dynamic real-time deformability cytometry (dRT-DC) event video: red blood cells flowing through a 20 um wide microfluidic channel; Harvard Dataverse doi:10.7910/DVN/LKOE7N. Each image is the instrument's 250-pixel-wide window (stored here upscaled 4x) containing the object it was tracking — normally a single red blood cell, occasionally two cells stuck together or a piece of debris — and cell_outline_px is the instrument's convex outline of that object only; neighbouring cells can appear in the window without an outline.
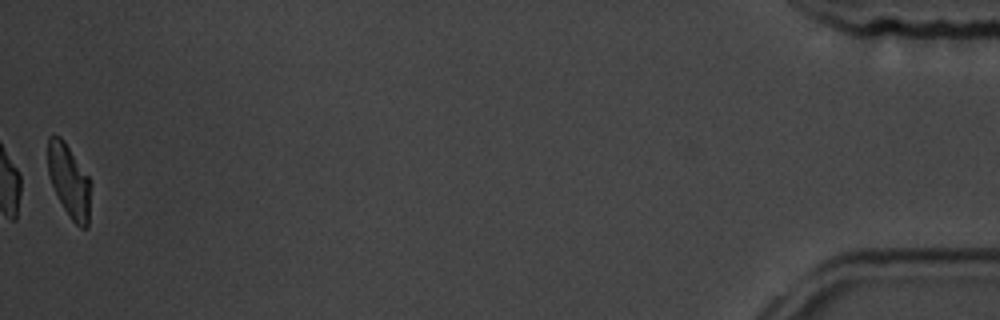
{"species": "common noctule bat (a hibernating species)", "species_latin": "Nyctalus noctula", "temperature_condition": "room temperature", "stored_images_in_passage": 42, "camera_frame_rate_fps": 3000, "um_per_image_px": 0.085, "animal": {"sex": "male", "body_mass_g": 19.5, "forearm_length_mm": 54.6}, "frame": {"image": 1, "passage_image": 42, "time_ms": 13.667, "image_size_px": [1000, 320], "cell_outline_px": [[88, 228], [80, 228], [72, 220], [64, 208], [52, 184], [48, 172], [48, 136], [60, 136], [64, 140], [88, 176]], "centroid_in_image_um": [5.84, 15.34], "position_along_channel_um": 429.4, "area_um2": 17.46}, "authors_computed_cell_mechanics": {"area_um2": 20.0855, "velocity_mm_per_s": 3.6602, "shape_relaxation_time_tau1_ms": 2.8031, "shape_relaxation_time_tau2_ms": 6.5437, "deformation_change_tau1": 0.145, "deformation_change_tau2": 0.1191}}